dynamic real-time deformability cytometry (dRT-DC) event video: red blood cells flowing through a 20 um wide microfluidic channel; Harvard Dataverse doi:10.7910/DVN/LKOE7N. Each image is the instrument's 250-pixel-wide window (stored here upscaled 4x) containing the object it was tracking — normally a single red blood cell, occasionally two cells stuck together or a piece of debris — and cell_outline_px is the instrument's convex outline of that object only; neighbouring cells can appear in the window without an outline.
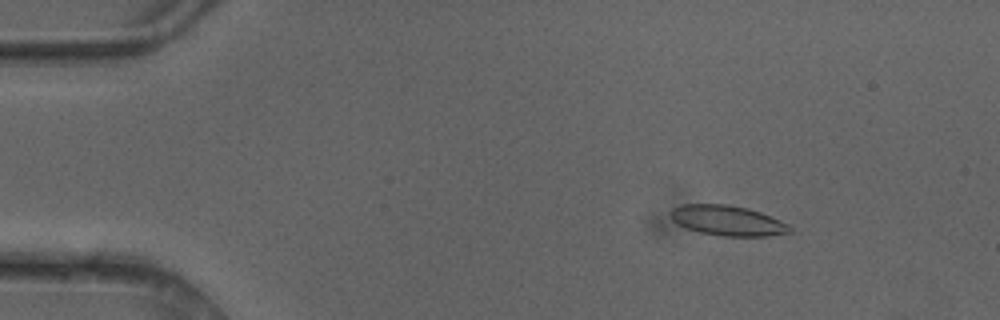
{"species": "common noctule bat (a hibernating species)", "species_latin": "Nyctalus noctula", "temperature_condition": "cold", "stored_images_in_passage": 2, "camera_frame_rate_fps": 3000, "um_per_image_px": 0.085, "animal": {"sex": "female"}, "frame": {"image": 1, "passage_image": 1, "time_ms": 0.0, "image_size_px": [1000, 320], "cell_outline_px": [[792, 232], [768, 236], [724, 236], [700, 232], [688, 228], [672, 220], [668, 216], [668, 212], [672, 208], [684, 204], [728, 204], [748, 208], [760, 212], [792, 224]], "centroid_in_image_um": [61.88, 18.74], "position_along_channel_um": 23.1, "area_um2": 21.15}}